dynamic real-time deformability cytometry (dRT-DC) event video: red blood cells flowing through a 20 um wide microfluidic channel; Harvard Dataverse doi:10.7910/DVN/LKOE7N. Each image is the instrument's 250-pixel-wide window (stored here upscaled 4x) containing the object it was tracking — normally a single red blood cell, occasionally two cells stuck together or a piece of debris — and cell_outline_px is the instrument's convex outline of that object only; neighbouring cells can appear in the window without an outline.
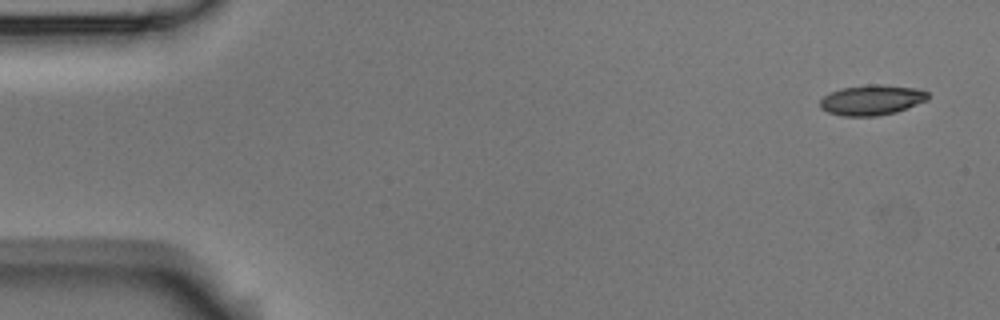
{"species": "Egyptian fruit bat (a non-hibernating species)", "species_latin": "Rousettus aegyptiacus", "temperature_condition": "room temperature", "stored_images_in_passage": 8, "camera_frame_rate_fps": 3000, "um_per_image_px": 0.085, "animal": {"sex": "male"}, "frame": {"image": 1, "passage_image": 1, "time_ms": 0.0, "image_size_px": [1000, 320], "cell_outline_px": [[928, 100], [896, 112], [876, 116], [844, 116], [828, 112], [820, 108], [820, 100], [824, 96], [832, 92], [844, 88], [868, 84], [880, 84], [916, 88], [928, 92]], "centroid_in_image_um": [74.11, 8.5], "position_along_channel_um": 10.9, "area_um2": 18.9}}
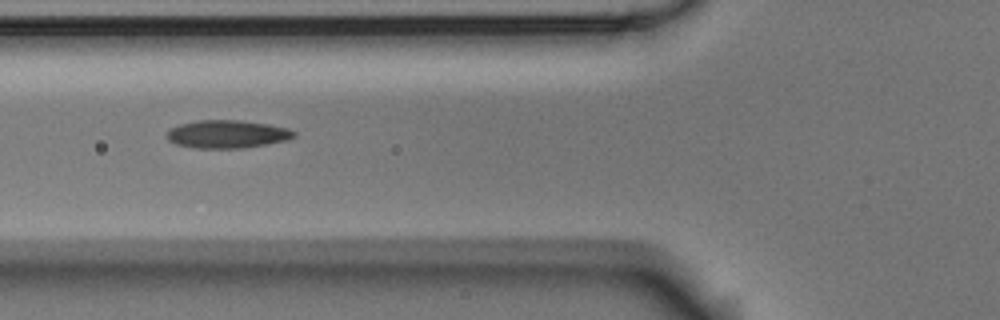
{"frame": {"image": 2, "passage_image": 6, "time_ms": 6.0, "image_size_px": [1000, 320], "cell_outline_px": [[296, 136], [288, 140], [240, 148], [196, 148], [176, 144], [168, 140], [168, 132], [172, 128], [180, 124], [200, 120], [240, 120], [268, 124], [288, 128], [296, 132]], "centroid_in_image_um": [19.34, 11.4], "position_along_channel_um": 106.5, "area_um2": 20.52}}
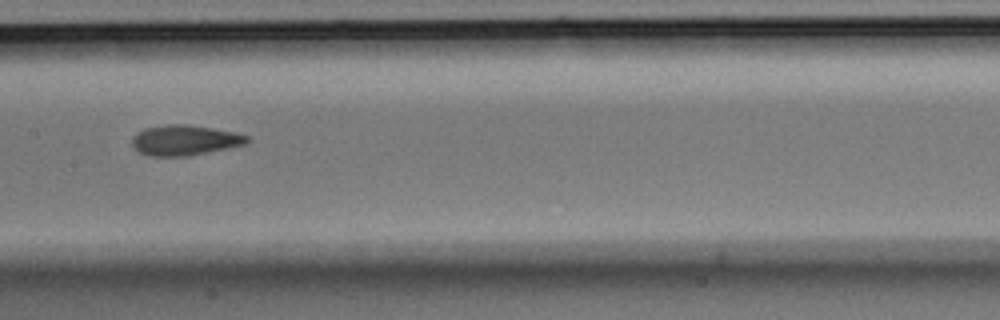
{"frame": {"image": 3, "passage_image": 8, "time_ms": 8.333, "image_size_px": [1000, 320], "cell_outline_px": [[252, 140], [248, 144], [232, 148], [188, 156], [148, 156], [140, 152], [132, 144], [132, 136], [136, 132], [144, 128], [168, 124], [188, 124], [236, 132], [248, 136]], "centroid_in_image_um": [15.76, 11.92], "position_along_channel_um": 191.6, "area_um2": 20.69}}